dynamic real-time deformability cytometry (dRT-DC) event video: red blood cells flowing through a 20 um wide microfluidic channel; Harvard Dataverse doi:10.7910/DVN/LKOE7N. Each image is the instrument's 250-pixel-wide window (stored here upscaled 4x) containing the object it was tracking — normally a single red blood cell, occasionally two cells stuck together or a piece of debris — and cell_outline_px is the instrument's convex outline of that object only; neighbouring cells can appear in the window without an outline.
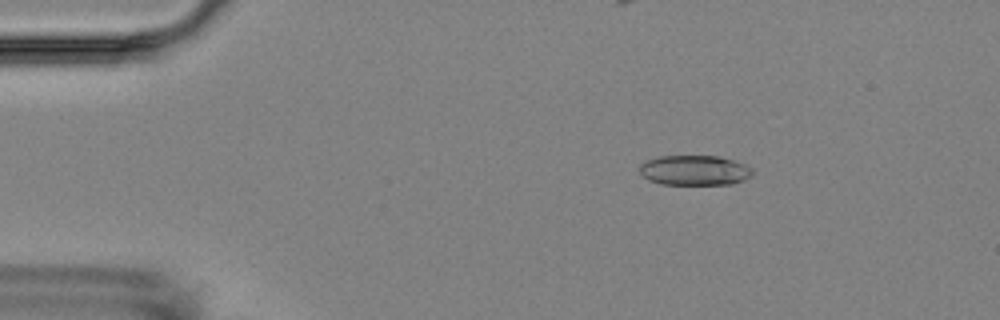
{"species": "Egyptian fruit bat (a non-hibernating species)", "species_latin": "Rousettus aegyptiacus", "temperature_condition": "room temperature", "stored_images_in_passage": 5, "camera_frame_rate_fps": 3000, "um_per_image_px": 0.085, "animal": {"sex": "female"}, "frame": {"image": 1, "passage_image": 3, "time_ms": 2.0, "image_size_px": [1000, 320], "cell_outline_px": [[752, 176], [744, 180], [732, 184], [660, 184], [648, 180], [640, 172], [640, 164], [648, 160], [660, 156], [720, 156], [744, 164], [752, 168]], "centroid_in_image_um": [59.05, 14.48], "position_along_channel_um": 26.0, "area_um2": 19.71}}